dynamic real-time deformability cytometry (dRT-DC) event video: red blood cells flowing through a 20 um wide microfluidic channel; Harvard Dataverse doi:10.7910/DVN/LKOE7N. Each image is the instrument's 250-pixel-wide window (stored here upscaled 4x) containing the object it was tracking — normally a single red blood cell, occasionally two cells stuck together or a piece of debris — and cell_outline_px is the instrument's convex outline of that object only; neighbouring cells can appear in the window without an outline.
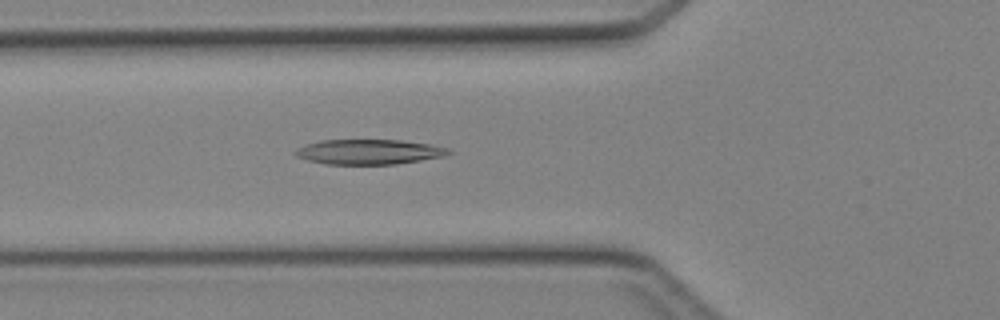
{"species": "Egyptian fruit bat (a non-hibernating species)", "species_latin": "Rousettus aegyptiacus", "temperature_condition": "cold", "stored_images_in_passage": 45, "camera_frame_rate_fps": 3000, "um_per_image_px": 0.085, "animal": {"sex": "female"}, "frame": {"image": 1, "passage_image": 16, "time_ms": 5.0, "image_size_px": [1000, 320], "cell_outline_px": [[452, 152], [444, 156], [396, 164], [324, 164], [308, 160], [296, 156], [292, 152], [296, 148], [304, 144], [320, 140], [400, 140], [428, 144], [448, 148]], "centroid_in_image_um": [31.29, 12.9], "position_along_channel_um": 94.5, "area_um2": 22.31}}
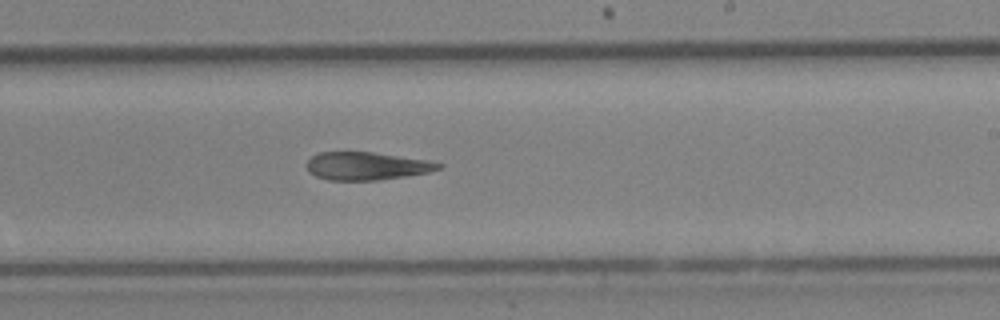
{"frame": {"image": 2, "passage_image": 27, "time_ms": 8.667, "image_size_px": [1000, 320], "cell_outline_px": [[444, 164], [440, 168], [428, 172], [404, 176], [376, 180], [328, 180], [316, 176], [308, 172], [304, 164], [312, 156], [320, 152], [372, 152], [428, 160]], "centroid_in_image_um": [31.11, 14.11], "position_along_channel_um": 257.9, "area_um2": 21.39}}
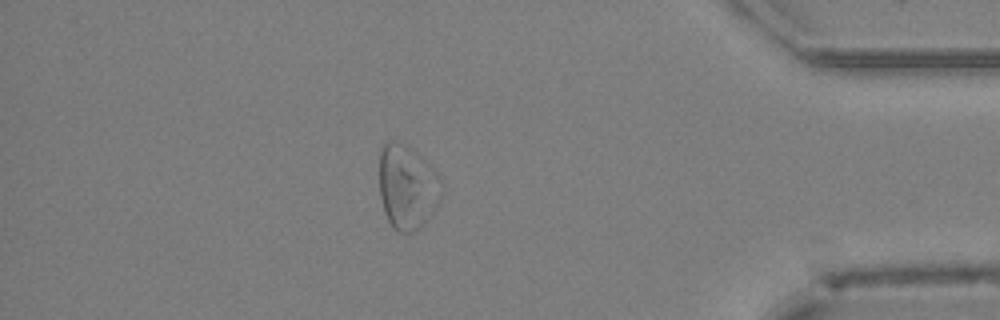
{"frame": {"image": 3, "passage_image": 39, "time_ms": 12.667, "image_size_px": [1000, 320], "cell_outline_px": [[444, 192], [440, 204], [412, 232], [400, 232], [392, 228], [384, 212], [380, 196], [380, 148], [388, 140], [396, 140], [408, 144], [440, 176], [444, 184]], "centroid_in_image_um": [34.63, 15.85], "position_along_channel_um": 400.6, "area_um2": 30.92}}